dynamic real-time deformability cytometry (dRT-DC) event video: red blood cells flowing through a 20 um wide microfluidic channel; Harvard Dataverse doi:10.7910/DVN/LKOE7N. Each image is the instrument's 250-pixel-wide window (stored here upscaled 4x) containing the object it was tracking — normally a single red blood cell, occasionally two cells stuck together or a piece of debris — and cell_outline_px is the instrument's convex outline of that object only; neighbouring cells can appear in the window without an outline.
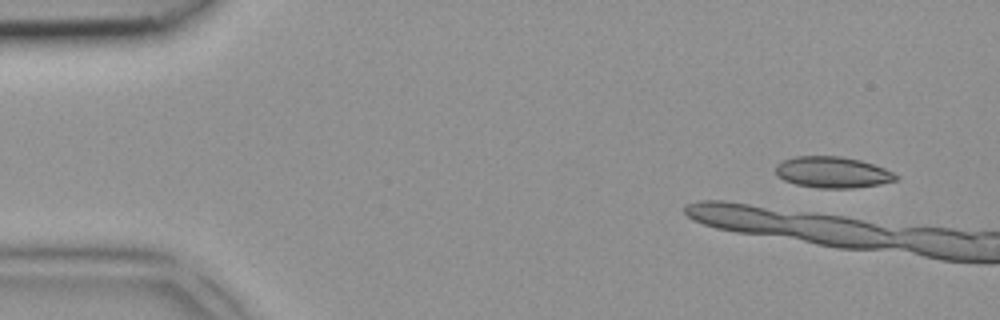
{"species": "common noctule bat (a hibernating species)", "species_latin": "Nyctalus noctula", "temperature_condition": "room temperature", "stored_images_in_passage": 6, "camera_frame_rate_fps": 3000, "um_per_image_px": 0.085, "animal": {"sex": "female", "body_mass_g": 18.4}, "frame": {"image": 1, "passage_image": 1, "time_ms": 0.0, "image_size_px": [1000, 320], "cell_outline_px": [[900, 180], [880, 184], [852, 188], [816, 188], [796, 184], [784, 180], [776, 172], [776, 164], [784, 160], [796, 156], [840, 156], [860, 160], [884, 168], [900, 176]], "centroid_in_image_um": [70.8, 14.65], "position_along_channel_um": 14.2, "area_um2": 21.85}}